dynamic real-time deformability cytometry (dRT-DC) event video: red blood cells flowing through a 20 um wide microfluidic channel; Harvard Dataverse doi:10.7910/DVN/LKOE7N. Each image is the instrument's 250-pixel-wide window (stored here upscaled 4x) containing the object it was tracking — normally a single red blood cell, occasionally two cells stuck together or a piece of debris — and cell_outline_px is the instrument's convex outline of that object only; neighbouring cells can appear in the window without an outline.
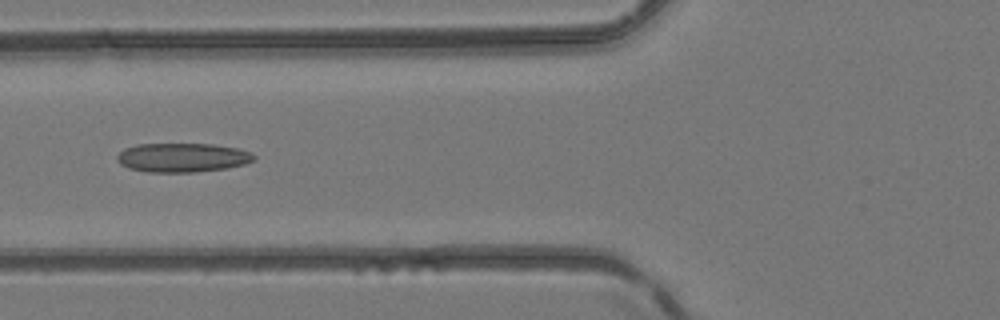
{"species": "common noctule bat (a hibernating species)", "species_latin": "Nyctalus noctula", "temperature_condition": "room temperature", "stored_images_in_passage": 5, "camera_frame_rate_fps": 3000, "um_per_image_px": 0.085, "animal": {"sex": "female", "body_mass_g": 24.6, "forearm_length_mm": 56.2}, "frame": {"image": 1, "passage_image": 5, "time_ms": 1.333, "image_size_px": [1000, 320], "cell_outline_px": [[256, 160], [244, 164], [228, 168], [196, 172], [148, 172], [128, 168], [120, 164], [116, 160], [116, 156], [124, 148], [136, 144], [212, 144], [240, 148], [252, 152], [256, 156]], "centroid_in_image_um": [15.53, 13.39], "position_along_channel_um": 110.3, "area_um2": 23.52}}